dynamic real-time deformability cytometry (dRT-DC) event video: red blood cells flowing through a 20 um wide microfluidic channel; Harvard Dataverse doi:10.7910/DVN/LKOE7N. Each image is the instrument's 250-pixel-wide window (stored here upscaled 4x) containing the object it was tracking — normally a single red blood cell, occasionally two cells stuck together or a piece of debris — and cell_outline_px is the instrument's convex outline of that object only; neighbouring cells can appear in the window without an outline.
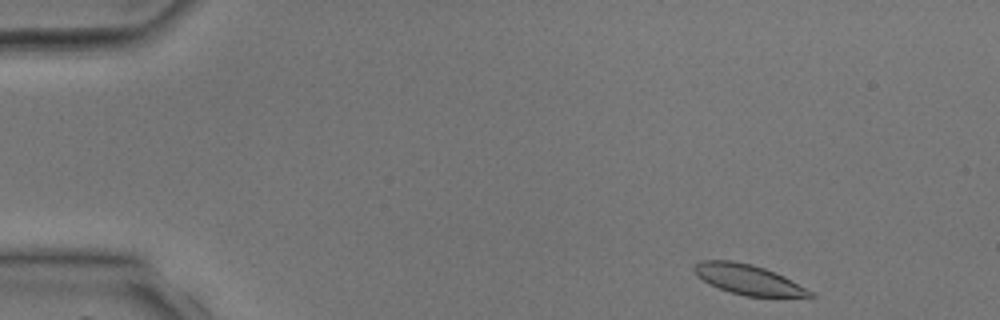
{"species": "common noctule bat (a hibernating species)", "species_latin": "Nyctalus noctula", "temperature_condition": "room temperature", "stored_images_in_passage": 11, "camera_frame_rate_fps": 3000, "um_per_image_px": 0.085, "animal": {"sex": "male", "body_mass_g": 17.9, "forearm_length_mm": 54.2}, "frame": {"image": 1, "passage_image": 1, "time_ms": 0.0, "image_size_px": [1000, 320], "cell_outline_px": [[816, 296], [744, 296], [720, 288], [696, 276], [692, 272], [692, 264], [700, 260], [732, 260], [752, 264], [764, 268], [784, 276], [792, 280], [812, 292]], "centroid_in_image_um": [63.52, 23.72], "position_along_channel_um": 21.5, "area_um2": 20.06}}
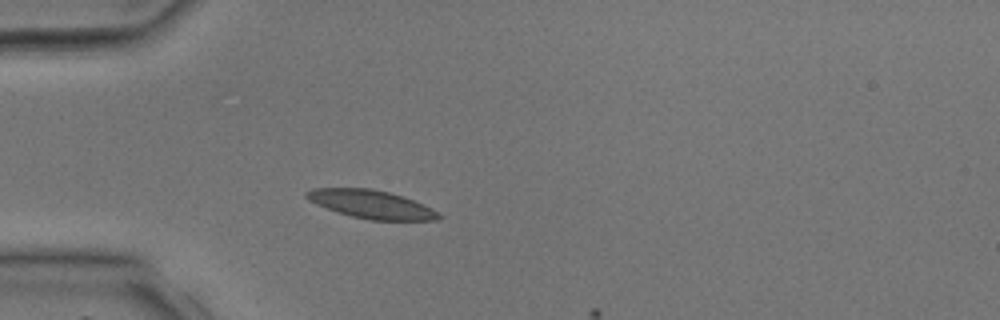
{"frame": {"image": 2, "passage_image": 8, "time_ms": 2.333, "image_size_px": [1000, 320], "cell_outline_px": [[444, 216], [436, 220], [368, 220], [352, 216], [316, 204], [308, 200], [304, 196], [304, 192], [312, 188], [372, 188], [404, 196], [424, 204], [432, 208]], "centroid_in_image_um": [31.58, 17.35], "position_along_channel_um": 53.4, "area_um2": 21.85}}